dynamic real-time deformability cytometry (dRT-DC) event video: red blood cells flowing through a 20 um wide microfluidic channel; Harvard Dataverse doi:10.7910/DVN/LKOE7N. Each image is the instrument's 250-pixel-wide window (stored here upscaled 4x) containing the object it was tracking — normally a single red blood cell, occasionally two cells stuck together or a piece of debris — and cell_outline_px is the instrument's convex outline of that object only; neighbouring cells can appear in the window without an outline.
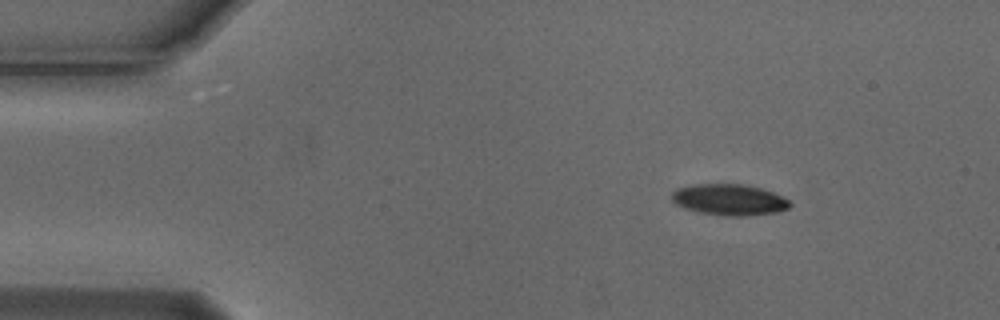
{"species": "Egyptian fruit bat (a non-hibernating species)", "species_latin": "Rousettus aegyptiacus", "temperature_condition": "cold", "stored_images_in_passage": 5, "camera_frame_rate_fps": 3000, "um_per_image_px": 0.085, "animal": {"sex": "male"}, "frame": {"image": 1, "passage_image": 2, "time_ms": 0.333, "image_size_px": [1000, 320], "cell_outline_px": [[792, 204], [788, 208], [776, 212], [744, 216], [724, 216], [700, 212], [676, 204], [672, 200], [672, 192], [676, 188], [692, 184], [744, 184], [764, 188], [788, 200]], "centroid_in_image_um": [61.99, 16.96], "position_along_channel_um": 23.0, "area_um2": 21.39}}
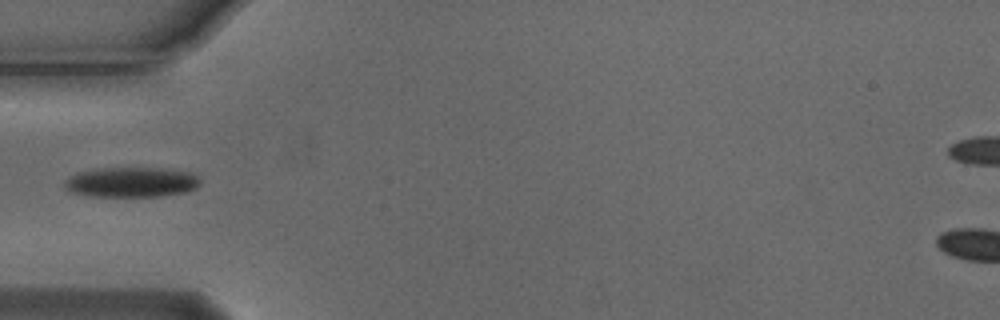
{"frame": {"image": 2, "passage_image": 4, "time_ms": 1.0, "image_size_px": [1000, 320], "cell_outline_px": [[200, 184], [196, 188], [184, 192], [160, 196], [92, 196], [68, 192], [64, 188], [64, 180], [80, 172], [100, 168], [160, 168], [192, 172], [200, 180]], "centroid_in_image_um": [11.16, 15.48], "position_along_channel_um": 73.8, "area_um2": 23.7}}
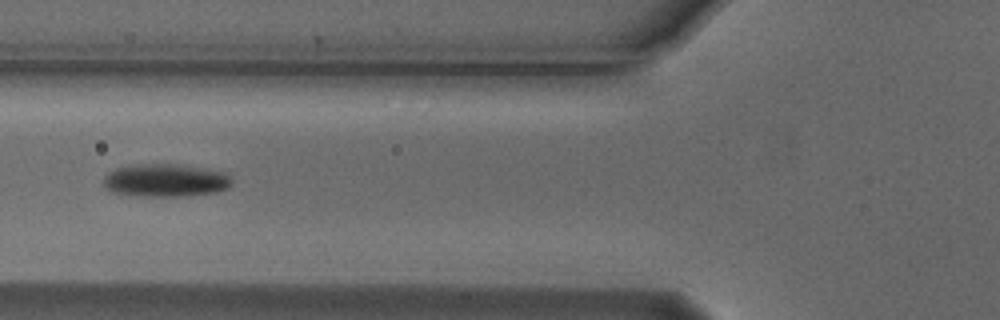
{"frame": {"image": 3, "passage_image": 5, "time_ms": 1.333, "image_size_px": [1000, 320], "cell_outline_px": [[232, 184], [228, 188], [216, 192], [184, 196], [140, 196], [112, 192], [104, 184], [104, 176], [108, 172], [116, 168], [140, 164], [176, 164], [204, 168], [224, 172], [232, 180]], "centroid_in_image_um": [14.08, 15.33], "position_along_channel_um": 111.7, "area_um2": 24.51}}